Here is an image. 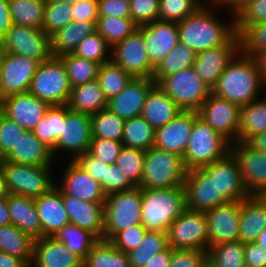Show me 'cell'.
<instances>
[{
    "label": "cell",
    "instance_id": "75",
    "mask_svg": "<svg viewBox=\"0 0 266 267\" xmlns=\"http://www.w3.org/2000/svg\"><path fill=\"white\" fill-rule=\"evenodd\" d=\"M201 267H216V266L213 265V263L207 259V260L202 264Z\"/></svg>",
    "mask_w": 266,
    "mask_h": 267
},
{
    "label": "cell",
    "instance_id": "11",
    "mask_svg": "<svg viewBox=\"0 0 266 267\" xmlns=\"http://www.w3.org/2000/svg\"><path fill=\"white\" fill-rule=\"evenodd\" d=\"M92 140L91 117L89 114L71 111L66 105V119L55 147L51 150L54 160L59 155H66L65 160H74L88 152ZM66 153V154H65ZM68 154V155H67ZM57 157V159H56Z\"/></svg>",
    "mask_w": 266,
    "mask_h": 267
},
{
    "label": "cell",
    "instance_id": "47",
    "mask_svg": "<svg viewBox=\"0 0 266 267\" xmlns=\"http://www.w3.org/2000/svg\"><path fill=\"white\" fill-rule=\"evenodd\" d=\"M207 259L216 267H244V244L238 240L209 247Z\"/></svg>",
    "mask_w": 266,
    "mask_h": 267
},
{
    "label": "cell",
    "instance_id": "72",
    "mask_svg": "<svg viewBox=\"0 0 266 267\" xmlns=\"http://www.w3.org/2000/svg\"><path fill=\"white\" fill-rule=\"evenodd\" d=\"M8 194L9 191L6 185L5 174L0 164V198L6 197Z\"/></svg>",
    "mask_w": 266,
    "mask_h": 267
},
{
    "label": "cell",
    "instance_id": "70",
    "mask_svg": "<svg viewBox=\"0 0 266 267\" xmlns=\"http://www.w3.org/2000/svg\"><path fill=\"white\" fill-rule=\"evenodd\" d=\"M247 143L255 150L266 153V131L253 136Z\"/></svg>",
    "mask_w": 266,
    "mask_h": 267
},
{
    "label": "cell",
    "instance_id": "5",
    "mask_svg": "<svg viewBox=\"0 0 266 267\" xmlns=\"http://www.w3.org/2000/svg\"><path fill=\"white\" fill-rule=\"evenodd\" d=\"M187 169L181 156L155 146L145 151L143 175L138 187L147 189L183 187Z\"/></svg>",
    "mask_w": 266,
    "mask_h": 267
},
{
    "label": "cell",
    "instance_id": "40",
    "mask_svg": "<svg viewBox=\"0 0 266 267\" xmlns=\"http://www.w3.org/2000/svg\"><path fill=\"white\" fill-rule=\"evenodd\" d=\"M156 130L140 115L124 122L122 143L125 147L147 151L154 146Z\"/></svg>",
    "mask_w": 266,
    "mask_h": 267
},
{
    "label": "cell",
    "instance_id": "65",
    "mask_svg": "<svg viewBox=\"0 0 266 267\" xmlns=\"http://www.w3.org/2000/svg\"><path fill=\"white\" fill-rule=\"evenodd\" d=\"M13 26L9 10V1L0 0V42L5 38L7 31Z\"/></svg>",
    "mask_w": 266,
    "mask_h": 267
},
{
    "label": "cell",
    "instance_id": "71",
    "mask_svg": "<svg viewBox=\"0 0 266 267\" xmlns=\"http://www.w3.org/2000/svg\"><path fill=\"white\" fill-rule=\"evenodd\" d=\"M11 224L10 212L7 206V196L0 198V226Z\"/></svg>",
    "mask_w": 266,
    "mask_h": 267
},
{
    "label": "cell",
    "instance_id": "17",
    "mask_svg": "<svg viewBox=\"0 0 266 267\" xmlns=\"http://www.w3.org/2000/svg\"><path fill=\"white\" fill-rule=\"evenodd\" d=\"M183 187L185 206L191 210L206 212L230 202L222 192H218L213 178L202 168L187 170Z\"/></svg>",
    "mask_w": 266,
    "mask_h": 267
},
{
    "label": "cell",
    "instance_id": "14",
    "mask_svg": "<svg viewBox=\"0 0 266 267\" xmlns=\"http://www.w3.org/2000/svg\"><path fill=\"white\" fill-rule=\"evenodd\" d=\"M111 60L134 78L153 77L155 68L148 60L144 36L139 29L112 47Z\"/></svg>",
    "mask_w": 266,
    "mask_h": 267
},
{
    "label": "cell",
    "instance_id": "46",
    "mask_svg": "<svg viewBox=\"0 0 266 267\" xmlns=\"http://www.w3.org/2000/svg\"><path fill=\"white\" fill-rule=\"evenodd\" d=\"M168 247L167 233L147 231L139 246L127 253L131 267H143L154 255Z\"/></svg>",
    "mask_w": 266,
    "mask_h": 267
},
{
    "label": "cell",
    "instance_id": "32",
    "mask_svg": "<svg viewBox=\"0 0 266 267\" xmlns=\"http://www.w3.org/2000/svg\"><path fill=\"white\" fill-rule=\"evenodd\" d=\"M182 111L158 85H155L146 97L141 116L157 130Z\"/></svg>",
    "mask_w": 266,
    "mask_h": 267
},
{
    "label": "cell",
    "instance_id": "43",
    "mask_svg": "<svg viewBox=\"0 0 266 267\" xmlns=\"http://www.w3.org/2000/svg\"><path fill=\"white\" fill-rule=\"evenodd\" d=\"M54 237L64 243L68 250L75 253L82 260L86 258L93 245L99 240L93 233L73 224L64 226Z\"/></svg>",
    "mask_w": 266,
    "mask_h": 267
},
{
    "label": "cell",
    "instance_id": "59",
    "mask_svg": "<svg viewBox=\"0 0 266 267\" xmlns=\"http://www.w3.org/2000/svg\"><path fill=\"white\" fill-rule=\"evenodd\" d=\"M158 13L159 0H130V16L138 26L154 22Z\"/></svg>",
    "mask_w": 266,
    "mask_h": 267
},
{
    "label": "cell",
    "instance_id": "58",
    "mask_svg": "<svg viewBox=\"0 0 266 267\" xmlns=\"http://www.w3.org/2000/svg\"><path fill=\"white\" fill-rule=\"evenodd\" d=\"M146 232L142 224L133 225L117 232L109 241L118 250L129 253L139 246Z\"/></svg>",
    "mask_w": 266,
    "mask_h": 267
},
{
    "label": "cell",
    "instance_id": "10",
    "mask_svg": "<svg viewBox=\"0 0 266 267\" xmlns=\"http://www.w3.org/2000/svg\"><path fill=\"white\" fill-rule=\"evenodd\" d=\"M172 249H202L208 251L209 236L205 212L185 208L167 231Z\"/></svg>",
    "mask_w": 266,
    "mask_h": 267
},
{
    "label": "cell",
    "instance_id": "77",
    "mask_svg": "<svg viewBox=\"0 0 266 267\" xmlns=\"http://www.w3.org/2000/svg\"><path fill=\"white\" fill-rule=\"evenodd\" d=\"M1 52H2V44L0 42V55H1Z\"/></svg>",
    "mask_w": 266,
    "mask_h": 267
},
{
    "label": "cell",
    "instance_id": "4",
    "mask_svg": "<svg viewBox=\"0 0 266 267\" xmlns=\"http://www.w3.org/2000/svg\"><path fill=\"white\" fill-rule=\"evenodd\" d=\"M230 146L225 137L197 117L182 157L184 166L189 170L221 160L230 153Z\"/></svg>",
    "mask_w": 266,
    "mask_h": 267
},
{
    "label": "cell",
    "instance_id": "67",
    "mask_svg": "<svg viewBox=\"0 0 266 267\" xmlns=\"http://www.w3.org/2000/svg\"><path fill=\"white\" fill-rule=\"evenodd\" d=\"M172 256V248L168 246L165 250L154 255L143 267H168Z\"/></svg>",
    "mask_w": 266,
    "mask_h": 267
},
{
    "label": "cell",
    "instance_id": "20",
    "mask_svg": "<svg viewBox=\"0 0 266 267\" xmlns=\"http://www.w3.org/2000/svg\"><path fill=\"white\" fill-rule=\"evenodd\" d=\"M241 201H230L205 212L209 247L238 241Z\"/></svg>",
    "mask_w": 266,
    "mask_h": 267
},
{
    "label": "cell",
    "instance_id": "25",
    "mask_svg": "<svg viewBox=\"0 0 266 267\" xmlns=\"http://www.w3.org/2000/svg\"><path fill=\"white\" fill-rule=\"evenodd\" d=\"M198 117L196 111H182L155 132L154 146L183 157L188 138Z\"/></svg>",
    "mask_w": 266,
    "mask_h": 267
},
{
    "label": "cell",
    "instance_id": "18",
    "mask_svg": "<svg viewBox=\"0 0 266 267\" xmlns=\"http://www.w3.org/2000/svg\"><path fill=\"white\" fill-rule=\"evenodd\" d=\"M240 51L239 34L236 33L223 45L196 53L194 71L212 90L229 62Z\"/></svg>",
    "mask_w": 266,
    "mask_h": 267
},
{
    "label": "cell",
    "instance_id": "42",
    "mask_svg": "<svg viewBox=\"0 0 266 267\" xmlns=\"http://www.w3.org/2000/svg\"><path fill=\"white\" fill-rule=\"evenodd\" d=\"M59 58L64 63L71 87L97 80L101 64L78 57L73 53L63 54Z\"/></svg>",
    "mask_w": 266,
    "mask_h": 267
},
{
    "label": "cell",
    "instance_id": "57",
    "mask_svg": "<svg viewBox=\"0 0 266 267\" xmlns=\"http://www.w3.org/2000/svg\"><path fill=\"white\" fill-rule=\"evenodd\" d=\"M135 187L136 186L127 177V174L123 173L116 164L105 165L104 178H102V190L106 196L131 190Z\"/></svg>",
    "mask_w": 266,
    "mask_h": 267
},
{
    "label": "cell",
    "instance_id": "74",
    "mask_svg": "<svg viewBox=\"0 0 266 267\" xmlns=\"http://www.w3.org/2000/svg\"><path fill=\"white\" fill-rule=\"evenodd\" d=\"M56 1H59V2H64V3H67V4H74V3H78V2H81L83 0H56Z\"/></svg>",
    "mask_w": 266,
    "mask_h": 267
},
{
    "label": "cell",
    "instance_id": "61",
    "mask_svg": "<svg viewBox=\"0 0 266 267\" xmlns=\"http://www.w3.org/2000/svg\"><path fill=\"white\" fill-rule=\"evenodd\" d=\"M98 16L131 18L130 0H97Z\"/></svg>",
    "mask_w": 266,
    "mask_h": 267
},
{
    "label": "cell",
    "instance_id": "64",
    "mask_svg": "<svg viewBox=\"0 0 266 267\" xmlns=\"http://www.w3.org/2000/svg\"><path fill=\"white\" fill-rule=\"evenodd\" d=\"M244 263L249 267H266V250L256 244H244Z\"/></svg>",
    "mask_w": 266,
    "mask_h": 267
},
{
    "label": "cell",
    "instance_id": "8",
    "mask_svg": "<svg viewBox=\"0 0 266 267\" xmlns=\"http://www.w3.org/2000/svg\"><path fill=\"white\" fill-rule=\"evenodd\" d=\"M141 188L106 196L104 203L103 239L110 240L117 232L141 224Z\"/></svg>",
    "mask_w": 266,
    "mask_h": 267
},
{
    "label": "cell",
    "instance_id": "45",
    "mask_svg": "<svg viewBox=\"0 0 266 267\" xmlns=\"http://www.w3.org/2000/svg\"><path fill=\"white\" fill-rule=\"evenodd\" d=\"M134 77L112 60L100 65L97 80L107 100L120 94Z\"/></svg>",
    "mask_w": 266,
    "mask_h": 267
},
{
    "label": "cell",
    "instance_id": "29",
    "mask_svg": "<svg viewBox=\"0 0 266 267\" xmlns=\"http://www.w3.org/2000/svg\"><path fill=\"white\" fill-rule=\"evenodd\" d=\"M7 206L12 225L16 226L33 240L43 238L42 225L33 198L9 193L7 195Z\"/></svg>",
    "mask_w": 266,
    "mask_h": 267
},
{
    "label": "cell",
    "instance_id": "12",
    "mask_svg": "<svg viewBox=\"0 0 266 267\" xmlns=\"http://www.w3.org/2000/svg\"><path fill=\"white\" fill-rule=\"evenodd\" d=\"M2 52L22 55L41 63L53 57L51 36L41 28L14 25L1 42Z\"/></svg>",
    "mask_w": 266,
    "mask_h": 267
},
{
    "label": "cell",
    "instance_id": "31",
    "mask_svg": "<svg viewBox=\"0 0 266 267\" xmlns=\"http://www.w3.org/2000/svg\"><path fill=\"white\" fill-rule=\"evenodd\" d=\"M4 160L31 166H51L55 163L57 164L51 149L42 143L34 135L33 131L28 130Z\"/></svg>",
    "mask_w": 266,
    "mask_h": 267
},
{
    "label": "cell",
    "instance_id": "44",
    "mask_svg": "<svg viewBox=\"0 0 266 267\" xmlns=\"http://www.w3.org/2000/svg\"><path fill=\"white\" fill-rule=\"evenodd\" d=\"M138 25L132 18L98 16L96 31L106 40L111 48L130 36Z\"/></svg>",
    "mask_w": 266,
    "mask_h": 267
},
{
    "label": "cell",
    "instance_id": "66",
    "mask_svg": "<svg viewBox=\"0 0 266 267\" xmlns=\"http://www.w3.org/2000/svg\"><path fill=\"white\" fill-rule=\"evenodd\" d=\"M210 3L220 8V12L226 10L228 13L236 14L243 6H245L251 0H208Z\"/></svg>",
    "mask_w": 266,
    "mask_h": 267
},
{
    "label": "cell",
    "instance_id": "36",
    "mask_svg": "<svg viewBox=\"0 0 266 267\" xmlns=\"http://www.w3.org/2000/svg\"><path fill=\"white\" fill-rule=\"evenodd\" d=\"M266 131V95L241 107L238 141L248 142Z\"/></svg>",
    "mask_w": 266,
    "mask_h": 267
},
{
    "label": "cell",
    "instance_id": "53",
    "mask_svg": "<svg viewBox=\"0 0 266 267\" xmlns=\"http://www.w3.org/2000/svg\"><path fill=\"white\" fill-rule=\"evenodd\" d=\"M240 51L248 56L266 50V22L248 25L240 34Z\"/></svg>",
    "mask_w": 266,
    "mask_h": 267
},
{
    "label": "cell",
    "instance_id": "28",
    "mask_svg": "<svg viewBox=\"0 0 266 267\" xmlns=\"http://www.w3.org/2000/svg\"><path fill=\"white\" fill-rule=\"evenodd\" d=\"M34 200L42 225L43 237H53L64 226L70 224L63 203V195L56 186Z\"/></svg>",
    "mask_w": 266,
    "mask_h": 267
},
{
    "label": "cell",
    "instance_id": "26",
    "mask_svg": "<svg viewBox=\"0 0 266 267\" xmlns=\"http://www.w3.org/2000/svg\"><path fill=\"white\" fill-rule=\"evenodd\" d=\"M30 267H83V260L53 237L34 241Z\"/></svg>",
    "mask_w": 266,
    "mask_h": 267
},
{
    "label": "cell",
    "instance_id": "73",
    "mask_svg": "<svg viewBox=\"0 0 266 267\" xmlns=\"http://www.w3.org/2000/svg\"><path fill=\"white\" fill-rule=\"evenodd\" d=\"M255 243L266 250V227L258 234Z\"/></svg>",
    "mask_w": 266,
    "mask_h": 267
},
{
    "label": "cell",
    "instance_id": "3",
    "mask_svg": "<svg viewBox=\"0 0 266 267\" xmlns=\"http://www.w3.org/2000/svg\"><path fill=\"white\" fill-rule=\"evenodd\" d=\"M141 224L147 231L167 233L185 206L184 187L141 188Z\"/></svg>",
    "mask_w": 266,
    "mask_h": 267
},
{
    "label": "cell",
    "instance_id": "6",
    "mask_svg": "<svg viewBox=\"0 0 266 267\" xmlns=\"http://www.w3.org/2000/svg\"><path fill=\"white\" fill-rule=\"evenodd\" d=\"M0 164L5 174L6 185L10 194L38 198L55 187V165L31 166L17 164L4 159Z\"/></svg>",
    "mask_w": 266,
    "mask_h": 267
},
{
    "label": "cell",
    "instance_id": "30",
    "mask_svg": "<svg viewBox=\"0 0 266 267\" xmlns=\"http://www.w3.org/2000/svg\"><path fill=\"white\" fill-rule=\"evenodd\" d=\"M266 227V200L261 195H250L241 201L238 240L243 244L255 242Z\"/></svg>",
    "mask_w": 266,
    "mask_h": 267
},
{
    "label": "cell",
    "instance_id": "33",
    "mask_svg": "<svg viewBox=\"0 0 266 267\" xmlns=\"http://www.w3.org/2000/svg\"><path fill=\"white\" fill-rule=\"evenodd\" d=\"M96 31L93 22L73 21L51 35V52L54 57L73 53L77 46L91 33Z\"/></svg>",
    "mask_w": 266,
    "mask_h": 267
},
{
    "label": "cell",
    "instance_id": "52",
    "mask_svg": "<svg viewBox=\"0 0 266 267\" xmlns=\"http://www.w3.org/2000/svg\"><path fill=\"white\" fill-rule=\"evenodd\" d=\"M144 157V150L123 146L115 163L135 186L141 183Z\"/></svg>",
    "mask_w": 266,
    "mask_h": 267
},
{
    "label": "cell",
    "instance_id": "49",
    "mask_svg": "<svg viewBox=\"0 0 266 267\" xmlns=\"http://www.w3.org/2000/svg\"><path fill=\"white\" fill-rule=\"evenodd\" d=\"M73 15L70 4L56 0H46L41 29L48 36H51L73 22Z\"/></svg>",
    "mask_w": 266,
    "mask_h": 267
},
{
    "label": "cell",
    "instance_id": "23",
    "mask_svg": "<svg viewBox=\"0 0 266 267\" xmlns=\"http://www.w3.org/2000/svg\"><path fill=\"white\" fill-rule=\"evenodd\" d=\"M201 168L213 178L218 192H222L229 201H242L250 196L243 185L237 161L231 153Z\"/></svg>",
    "mask_w": 266,
    "mask_h": 267
},
{
    "label": "cell",
    "instance_id": "48",
    "mask_svg": "<svg viewBox=\"0 0 266 267\" xmlns=\"http://www.w3.org/2000/svg\"><path fill=\"white\" fill-rule=\"evenodd\" d=\"M92 137H101L122 141L125 120L110 112L107 108L90 115Z\"/></svg>",
    "mask_w": 266,
    "mask_h": 267
},
{
    "label": "cell",
    "instance_id": "21",
    "mask_svg": "<svg viewBox=\"0 0 266 267\" xmlns=\"http://www.w3.org/2000/svg\"><path fill=\"white\" fill-rule=\"evenodd\" d=\"M49 107L29 92L13 94L0 100V112L28 131L36 127Z\"/></svg>",
    "mask_w": 266,
    "mask_h": 267
},
{
    "label": "cell",
    "instance_id": "2",
    "mask_svg": "<svg viewBox=\"0 0 266 267\" xmlns=\"http://www.w3.org/2000/svg\"><path fill=\"white\" fill-rule=\"evenodd\" d=\"M263 91L266 93V85L262 81L254 57L241 51L229 62L212 88V94L240 107L261 98L259 96L261 92L264 95Z\"/></svg>",
    "mask_w": 266,
    "mask_h": 267
},
{
    "label": "cell",
    "instance_id": "54",
    "mask_svg": "<svg viewBox=\"0 0 266 267\" xmlns=\"http://www.w3.org/2000/svg\"><path fill=\"white\" fill-rule=\"evenodd\" d=\"M236 33L248 25L266 22V0H251L235 14Z\"/></svg>",
    "mask_w": 266,
    "mask_h": 267
},
{
    "label": "cell",
    "instance_id": "16",
    "mask_svg": "<svg viewBox=\"0 0 266 267\" xmlns=\"http://www.w3.org/2000/svg\"><path fill=\"white\" fill-rule=\"evenodd\" d=\"M236 159L243 185L250 195L266 191V153L257 151L247 142L237 141L230 146Z\"/></svg>",
    "mask_w": 266,
    "mask_h": 267
},
{
    "label": "cell",
    "instance_id": "24",
    "mask_svg": "<svg viewBox=\"0 0 266 267\" xmlns=\"http://www.w3.org/2000/svg\"><path fill=\"white\" fill-rule=\"evenodd\" d=\"M155 85L151 78H133L120 94L107 101V109L123 120L140 116L146 97Z\"/></svg>",
    "mask_w": 266,
    "mask_h": 267
},
{
    "label": "cell",
    "instance_id": "76",
    "mask_svg": "<svg viewBox=\"0 0 266 267\" xmlns=\"http://www.w3.org/2000/svg\"><path fill=\"white\" fill-rule=\"evenodd\" d=\"M261 196L266 200V191L262 193Z\"/></svg>",
    "mask_w": 266,
    "mask_h": 267
},
{
    "label": "cell",
    "instance_id": "55",
    "mask_svg": "<svg viewBox=\"0 0 266 267\" xmlns=\"http://www.w3.org/2000/svg\"><path fill=\"white\" fill-rule=\"evenodd\" d=\"M26 131L0 112V160L11 152Z\"/></svg>",
    "mask_w": 266,
    "mask_h": 267
},
{
    "label": "cell",
    "instance_id": "15",
    "mask_svg": "<svg viewBox=\"0 0 266 267\" xmlns=\"http://www.w3.org/2000/svg\"><path fill=\"white\" fill-rule=\"evenodd\" d=\"M198 117L210 125L231 144L238 141L241 107L210 94L197 111Z\"/></svg>",
    "mask_w": 266,
    "mask_h": 267
},
{
    "label": "cell",
    "instance_id": "13",
    "mask_svg": "<svg viewBox=\"0 0 266 267\" xmlns=\"http://www.w3.org/2000/svg\"><path fill=\"white\" fill-rule=\"evenodd\" d=\"M39 64L36 60L22 55L1 52L0 100L13 94L28 92Z\"/></svg>",
    "mask_w": 266,
    "mask_h": 267
},
{
    "label": "cell",
    "instance_id": "56",
    "mask_svg": "<svg viewBox=\"0 0 266 267\" xmlns=\"http://www.w3.org/2000/svg\"><path fill=\"white\" fill-rule=\"evenodd\" d=\"M123 146L122 141L92 137L88 153L108 165H114Z\"/></svg>",
    "mask_w": 266,
    "mask_h": 267
},
{
    "label": "cell",
    "instance_id": "22",
    "mask_svg": "<svg viewBox=\"0 0 266 267\" xmlns=\"http://www.w3.org/2000/svg\"><path fill=\"white\" fill-rule=\"evenodd\" d=\"M138 29L144 36L148 60L154 68L179 43L178 25L175 22L155 20L154 22L138 26Z\"/></svg>",
    "mask_w": 266,
    "mask_h": 267
},
{
    "label": "cell",
    "instance_id": "69",
    "mask_svg": "<svg viewBox=\"0 0 266 267\" xmlns=\"http://www.w3.org/2000/svg\"><path fill=\"white\" fill-rule=\"evenodd\" d=\"M253 57L257 63L262 81L266 85V50L256 53Z\"/></svg>",
    "mask_w": 266,
    "mask_h": 267
},
{
    "label": "cell",
    "instance_id": "1",
    "mask_svg": "<svg viewBox=\"0 0 266 267\" xmlns=\"http://www.w3.org/2000/svg\"><path fill=\"white\" fill-rule=\"evenodd\" d=\"M218 7L208 0L193 14L179 23V42L196 53L214 48L228 42L236 34L235 14L229 13L228 20L218 19ZM217 13V14H215Z\"/></svg>",
    "mask_w": 266,
    "mask_h": 267
},
{
    "label": "cell",
    "instance_id": "27",
    "mask_svg": "<svg viewBox=\"0 0 266 267\" xmlns=\"http://www.w3.org/2000/svg\"><path fill=\"white\" fill-rule=\"evenodd\" d=\"M63 203L70 224L103 239L104 203L85 202L68 195H63Z\"/></svg>",
    "mask_w": 266,
    "mask_h": 267
},
{
    "label": "cell",
    "instance_id": "50",
    "mask_svg": "<svg viewBox=\"0 0 266 267\" xmlns=\"http://www.w3.org/2000/svg\"><path fill=\"white\" fill-rule=\"evenodd\" d=\"M111 46L97 32L88 35L74 50L73 54L103 64L111 61Z\"/></svg>",
    "mask_w": 266,
    "mask_h": 267
},
{
    "label": "cell",
    "instance_id": "39",
    "mask_svg": "<svg viewBox=\"0 0 266 267\" xmlns=\"http://www.w3.org/2000/svg\"><path fill=\"white\" fill-rule=\"evenodd\" d=\"M66 119V105L50 106L45 116L32 130L34 135L51 150L59 139Z\"/></svg>",
    "mask_w": 266,
    "mask_h": 267
},
{
    "label": "cell",
    "instance_id": "19",
    "mask_svg": "<svg viewBox=\"0 0 266 267\" xmlns=\"http://www.w3.org/2000/svg\"><path fill=\"white\" fill-rule=\"evenodd\" d=\"M65 162L67 164L66 166L63 165L61 170L64 171L62 177H56L58 180L55 183L62 195L78 198L85 202L105 203L106 195L101 184L86 173L74 160H65Z\"/></svg>",
    "mask_w": 266,
    "mask_h": 267
},
{
    "label": "cell",
    "instance_id": "37",
    "mask_svg": "<svg viewBox=\"0 0 266 267\" xmlns=\"http://www.w3.org/2000/svg\"><path fill=\"white\" fill-rule=\"evenodd\" d=\"M83 267H131L127 253L109 240L99 239L83 260Z\"/></svg>",
    "mask_w": 266,
    "mask_h": 267
},
{
    "label": "cell",
    "instance_id": "34",
    "mask_svg": "<svg viewBox=\"0 0 266 267\" xmlns=\"http://www.w3.org/2000/svg\"><path fill=\"white\" fill-rule=\"evenodd\" d=\"M107 101L99 81L95 80L72 87L67 106L71 111L92 115L106 109Z\"/></svg>",
    "mask_w": 266,
    "mask_h": 267
},
{
    "label": "cell",
    "instance_id": "41",
    "mask_svg": "<svg viewBox=\"0 0 266 267\" xmlns=\"http://www.w3.org/2000/svg\"><path fill=\"white\" fill-rule=\"evenodd\" d=\"M14 25L41 28L46 0H8Z\"/></svg>",
    "mask_w": 266,
    "mask_h": 267
},
{
    "label": "cell",
    "instance_id": "62",
    "mask_svg": "<svg viewBox=\"0 0 266 267\" xmlns=\"http://www.w3.org/2000/svg\"><path fill=\"white\" fill-rule=\"evenodd\" d=\"M74 161L94 180L98 181L102 187V178H104L105 165L108 164L93 157L88 152L77 156Z\"/></svg>",
    "mask_w": 266,
    "mask_h": 267
},
{
    "label": "cell",
    "instance_id": "38",
    "mask_svg": "<svg viewBox=\"0 0 266 267\" xmlns=\"http://www.w3.org/2000/svg\"><path fill=\"white\" fill-rule=\"evenodd\" d=\"M196 52L179 42L155 68L152 80L158 85L165 77L193 66Z\"/></svg>",
    "mask_w": 266,
    "mask_h": 267
},
{
    "label": "cell",
    "instance_id": "7",
    "mask_svg": "<svg viewBox=\"0 0 266 267\" xmlns=\"http://www.w3.org/2000/svg\"><path fill=\"white\" fill-rule=\"evenodd\" d=\"M71 85L64 63L59 57L41 62L28 92L49 106L67 105Z\"/></svg>",
    "mask_w": 266,
    "mask_h": 267
},
{
    "label": "cell",
    "instance_id": "60",
    "mask_svg": "<svg viewBox=\"0 0 266 267\" xmlns=\"http://www.w3.org/2000/svg\"><path fill=\"white\" fill-rule=\"evenodd\" d=\"M206 260V250L172 249V256L168 267H201Z\"/></svg>",
    "mask_w": 266,
    "mask_h": 267
},
{
    "label": "cell",
    "instance_id": "63",
    "mask_svg": "<svg viewBox=\"0 0 266 267\" xmlns=\"http://www.w3.org/2000/svg\"><path fill=\"white\" fill-rule=\"evenodd\" d=\"M73 21L85 20L93 22L95 25L98 20V1L83 0L78 3L71 4Z\"/></svg>",
    "mask_w": 266,
    "mask_h": 267
},
{
    "label": "cell",
    "instance_id": "51",
    "mask_svg": "<svg viewBox=\"0 0 266 267\" xmlns=\"http://www.w3.org/2000/svg\"><path fill=\"white\" fill-rule=\"evenodd\" d=\"M207 0H159L157 20L179 23L193 14Z\"/></svg>",
    "mask_w": 266,
    "mask_h": 267
},
{
    "label": "cell",
    "instance_id": "68",
    "mask_svg": "<svg viewBox=\"0 0 266 267\" xmlns=\"http://www.w3.org/2000/svg\"><path fill=\"white\" fill-rule=\"evenodd\" d=\"M0 267H29L24 261L0 252Z\"/></svg>",
    "mask_w": 266,
    "mask_h": 267
},
{
    "label": "cell",
    "instance_id": "9",
    "mask_svg": "<svg viewBox=\"0 0 266 267\" xmlns=\"http://www.w3.org/2000/svg\"><path fill=\"white\" fill-rule=\"evenodd\" d=\"M158 86L183 110L198 111L212 90L193 67L165 77Z\"/></svg>",
    "mask_w": 266,
    "mask_h": 267
},
{
    "label": "cell",
    "instance_id": "35",
    "mask_svg": "<svg viewBox=\"0 0 266 267\" xmlns=\"http://www.w3.org/2000/svg\"><path fill=\"white\" fill-rule=\"evenodd\" d=\"M34 241L16 226H0V252L24 261L29 267L33 258Z\"/></svg>",
    "mask_w": 266,
    "mask_h": 267
}]
</instances>
